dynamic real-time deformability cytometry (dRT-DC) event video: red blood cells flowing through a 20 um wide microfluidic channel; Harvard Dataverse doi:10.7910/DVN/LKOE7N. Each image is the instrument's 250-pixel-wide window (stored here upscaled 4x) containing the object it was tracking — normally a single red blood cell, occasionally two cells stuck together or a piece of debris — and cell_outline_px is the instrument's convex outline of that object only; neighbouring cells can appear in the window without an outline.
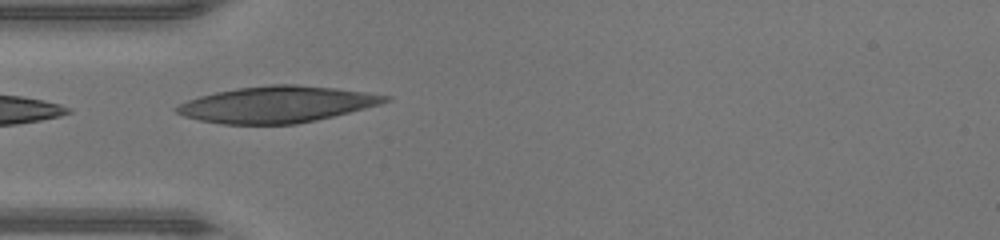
{"species": "human", "species_latin": "Homo sapiens", "temperature_condition": "warm", "stored_images_in_passage": 33, "camera_frame_rate_fps": 3000, "um_per_image_px": 0.085, "donor": {"sex": "male"}, "frame": {"image": 1, "passage_image": 1, "time_ms": 0.0, "image_size_px": [1000, 240], "cell_outline_px": [[392, 100], [380, 104], [316, 120], [296, 124], [220, 124], [200, 120], [184, 116], [176, 112], [172, 108], [188, 100], [200, 96], [216, 92], [236, 88], [272, 84], [296, 84], [336, 88], [392, 96]], "centroid_in_image_um": [23.52, 8.87], "position_along_channel_um": 61.5, "area_um2": 43.99}}
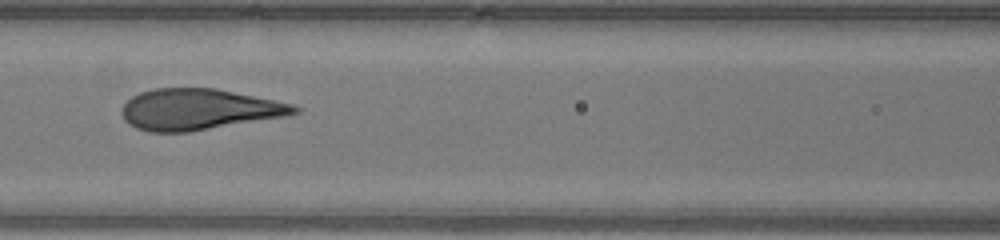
{"frame": {"image": 2, "passage_image": 7, "time_ms": 2.0, "image_size_px": [1000, 240], "cell_outline_px": [[300, 112], [284, 116], [188, 132], [148, 132], [136, 128], [128, 124], [124, 120], [120, 108], [132, 96], [140, 92], [156, 88], [216, 88], [292, 104], [300, 108]], "centroid_in_image_um": [16.84, 9.3], "position_along_channel_um": 149.8, "area_um2": 41.04}}
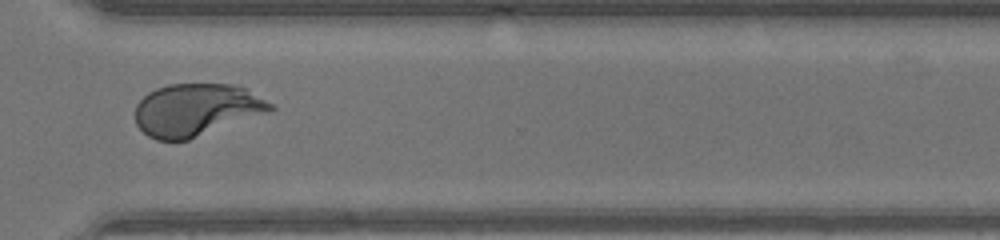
{"frame": {"image": 3, "passage_image": 21, "time_ms": 6.667, "image_size_px": [1000, 240], "cell_outline_px": [[276, 108], [268, 112], [188, 140], [156, 140], [148, 136], [136, 124], [136, 104], [148, 92], [156, 88], [168, 84], [236, 84], [248, 88], [276, 104]], "centroid_in_image_um": [16.73, 9.31], "position_along_channel_um": 353.9, "area_um2": 41.5}, "authors_computed_cell_mechanics": {"area_um2": 41.9628, "velocity_mm_per_s": 4.3871, "shape_relaxation_time_tau1_ms": 3.7362, "shape_relaxation_time_tau2_ms": null, "deformation_change_tau1": 0.2474, "deformation_change_tau2": null}}